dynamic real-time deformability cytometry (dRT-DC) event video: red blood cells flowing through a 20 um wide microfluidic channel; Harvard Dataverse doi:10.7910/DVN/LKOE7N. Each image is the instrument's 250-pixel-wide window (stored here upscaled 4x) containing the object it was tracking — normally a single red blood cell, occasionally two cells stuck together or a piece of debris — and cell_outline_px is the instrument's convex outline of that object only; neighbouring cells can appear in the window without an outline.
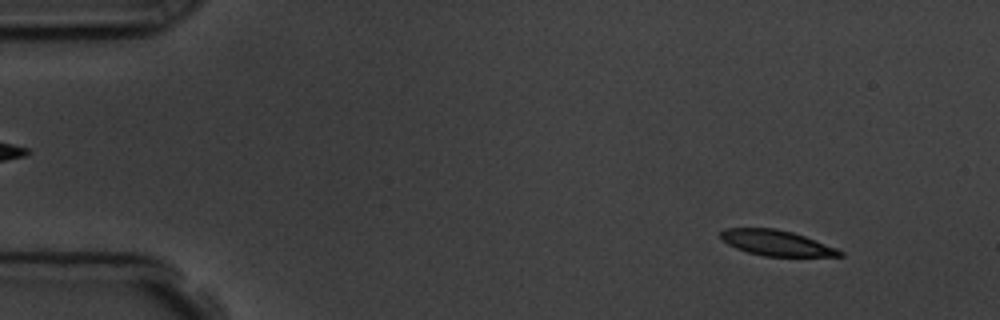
{"species": "common noctule bat (a hibernating species)", "species_latin": "Nyctalus noctula", "temperature_condition": "room temperature", "stored_images_in_passage": 53, "camera_frame_rate_fps": 3000, "um_per_image_px": 0.085, "animal": {"sex": "male", "body_mass_g": 19.5, "forearm_length_mm": 54.6}, "frame": {"image": 1, "passage_image": 2, "time_ms": 0.333, "image_size_px": [1000, 320], "cell_outline_px": [[844, 256], [764, 256], [748, 252], [736, 248], [728, 244], [720, 236], [720, 232], [724, 228], [776, 228], [792, 232], [804, 236], [836, 248], [844, 252]], "centroid_in_image_um": [65.99, 20.64], "position_along_channel_um": 19.0, "area_um2": 17.51}}
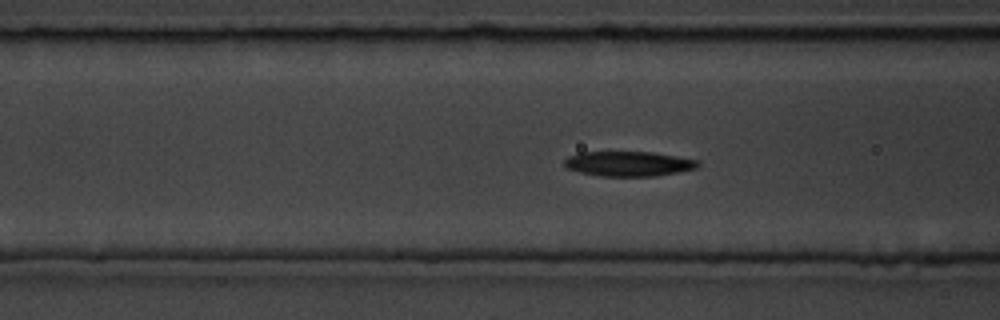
{"frame": {"image": 2, "passage_image": 18, "time_ms": 5.667, "image_size_px": [1000, 320], "cell_outline_px": [[700, 164], [696, 168], [656, 176], [600, 176], [580, 172], [564, 168], [564, 160], [568, 156], [580, 152], [652, 152], [700, 160]], "centroid_in_image_um": [53.4, 13.92], "position_along_channel_um": 113.2, "area_um2": 19.42}}
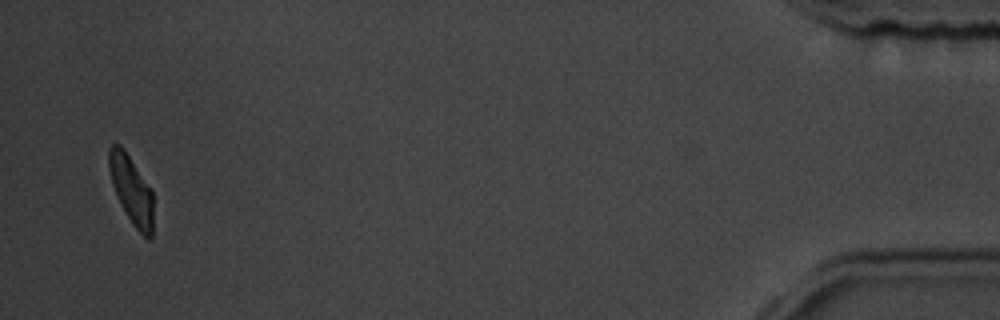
{"frame": {"image": 3, "passage_image": 51, "time_ms": 16.667, "image_size_px": [1000, 320], "cell_outline_px": [[152, 236], [148, 240], [132, 224], [120, 204], [112, 184], [108, 168], [108, 148], [112, 144], [120, 144], [124, 148], [152, 192]], "centroid_in_image_um": [11.13, 16.12], "position_along_channel_um": 424.1, "area_um2": 17.4}, "authors_computed_cell_mechanics": {"area_um2": 19.4208, "velocity_mm_per_s": 3.5966, "shape_relaxation_time_tau1_ms": 3.7056, "shape_relaxation_time_tau2_ms": 2.6876, "deformation_change_tau1": 0.1389, "deformation_change_tau2": 0.0973}}